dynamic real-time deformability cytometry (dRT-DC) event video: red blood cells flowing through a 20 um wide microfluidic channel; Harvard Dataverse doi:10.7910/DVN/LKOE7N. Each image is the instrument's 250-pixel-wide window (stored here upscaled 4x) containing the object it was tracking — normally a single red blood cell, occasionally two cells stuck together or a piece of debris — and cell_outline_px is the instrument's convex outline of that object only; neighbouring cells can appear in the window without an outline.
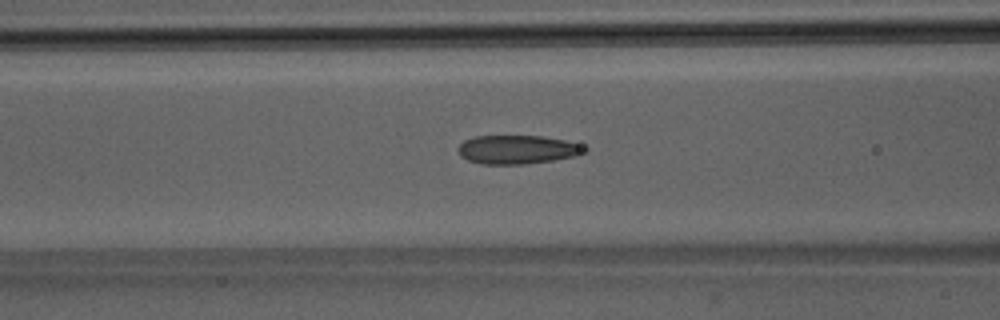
{"species": "Egyptian fruit bat (a non-hibernating species)", "species_latin": "Rousettus aegyptiacus", "temperature_condition": "room temperature", "stored_images_in_passage": 47, "camera_frame_rate_fps": 3000, "um_per_image_px": 0.085, "animal": {"sex": "male"}, "frame": {"image": 1, "passage_image": 17, "time_ms": 5.333, "image_size_px": [1000, 320], "cell_outline_px": [[588, 152], [576, 156], [552, 160], [524, 164], [480, 164], [468, 160], [460, 156], [460, 144], [464, 140], [472, 136], [540, 136], [564, 140], [580, 144], [588, 148]], "centroid_in_image_um": [44.0, 12.71], "position_along_channel_um": 122.6, "area_um2": 21.15}}
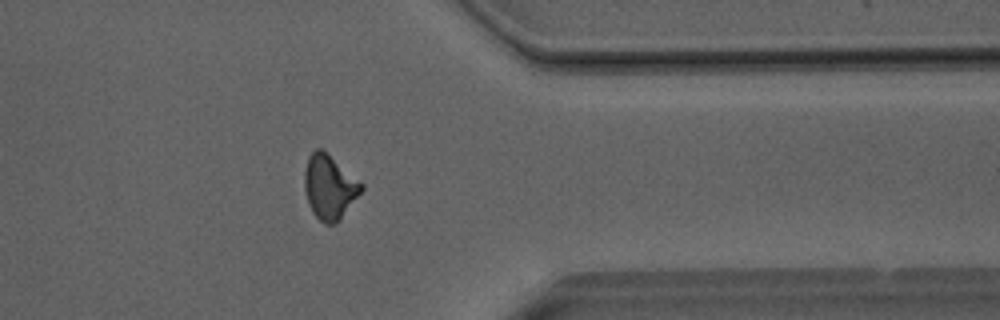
{"frame": {"image": 2, "passage_image": 37, "time_ms": 12.0, "image_size_px": [1000, 320], "cell_outline_px": [[364, 188], [340, 220], [332, 224], [324, 224], [312, 212], [308, 204], [304, 188], [304, 172], [308, 156], [316, 148], [324, 148], [364, 184]], "centroid_in_image_um": [28.0, 15.86], "position_along_channel_um": 383.4, "area_um2": 21.68}}
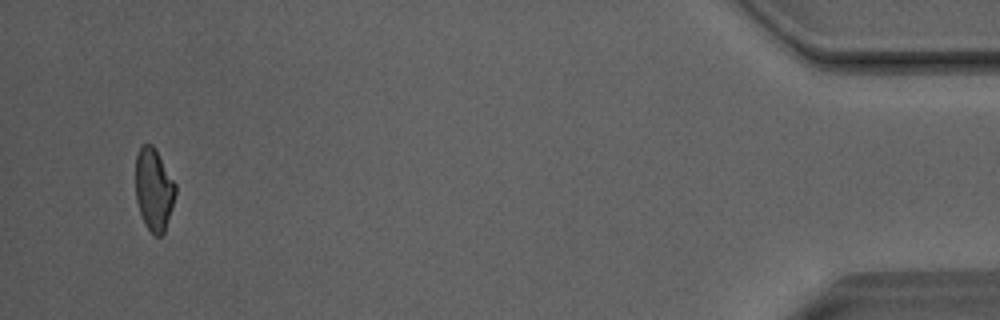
{"frame": {"image": 3, "passage_image": 45, "time_ms": 14.667, "image_size_px": [1000, 320], "cell_outline_px": [[176, 192], [172, 208], [164, 232], [160, 236], [152, 236], [144, 224], [136, 200], [136, 156], [140, 144], [152, 144], [156, 148], [176, 184]], "centroid_in_image_um": [13.08, 16.1], "position_along_channel_um": 422.1, "area_um2": 19.42}, "authors_computed_cell_mechanics": {"area_um2": 21.1548, "velocity_mm_per_s": 4.0693, "shape_relaxation_time_tau1_ms": 9.2383, "shape_relaxation_time_tau2_ms": 2.2165, "deformation_change_tau1": 0.1871, "deformation_change_tau2": 0.0972}}